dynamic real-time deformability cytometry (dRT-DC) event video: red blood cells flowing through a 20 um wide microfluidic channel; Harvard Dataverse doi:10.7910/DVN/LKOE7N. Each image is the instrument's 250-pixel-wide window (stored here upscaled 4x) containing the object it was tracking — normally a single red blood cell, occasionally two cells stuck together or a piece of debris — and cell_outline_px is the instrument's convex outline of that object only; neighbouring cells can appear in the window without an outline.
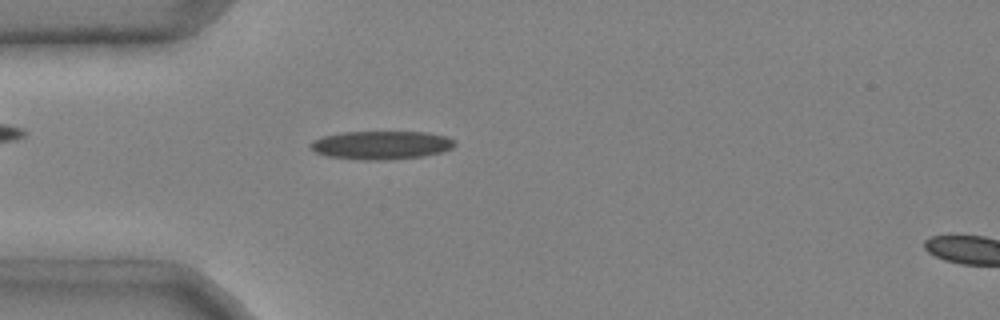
{"species": "common noctule bat (a hibernating species)", "species_latin": "Nyctalus noctula", "temperature_condition": "cold", "stored_images_in_passage": 45, "camera_frame_rate_fps": 3000, "um_per_image_px": 0.085, "animal": {"sex": "male", "body_mass_g": 20.4}, "frame": {"image": 1, "passage_image": 13, "time_ms": 4.0, "image_size_px": [1000, 320], "cell_outline_px": [[456, 144], [452, 148], [440, 152], [424, 156], [384, 160], [364, 160], [328, 156], [316, 152], [308, 148], [308, 144], [312, 140], [320, 136], [344, 132], [428, 132], [448, 136], [456, 140]], "centroid_in_image_um": [32.39, 12.32], "position_along_channel_um": 52.6, "area_um2": 24.16}}
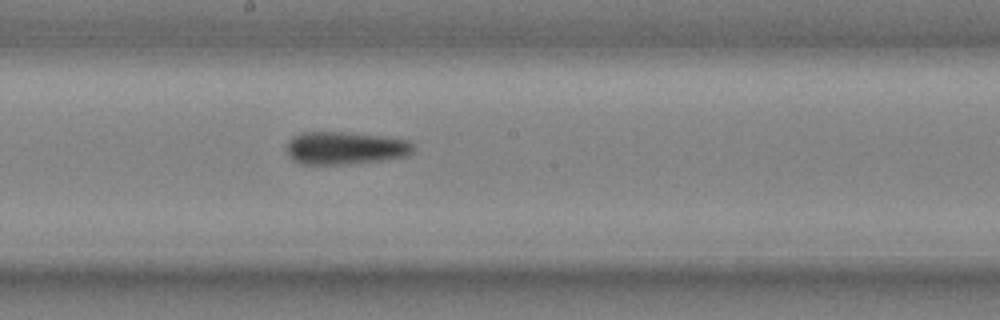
{"frame": {"image": 2, "passage_image": 26, "time_ms": 8.333, "image_size_px": [1000, 320], "cell_outline_px": [[416, 152], [408, 156], [384, 160], [344, 164], [300, 164], [292, 160], [288, 156], [288, 140], [292, 136], [300, 132], [344, 132], [388, 136], [408, 140], [416, 148]], "centroid_in_image_um": [29.39, 12.58], "position_along_channel_um": 218.8, "area_um2": 24.62}}
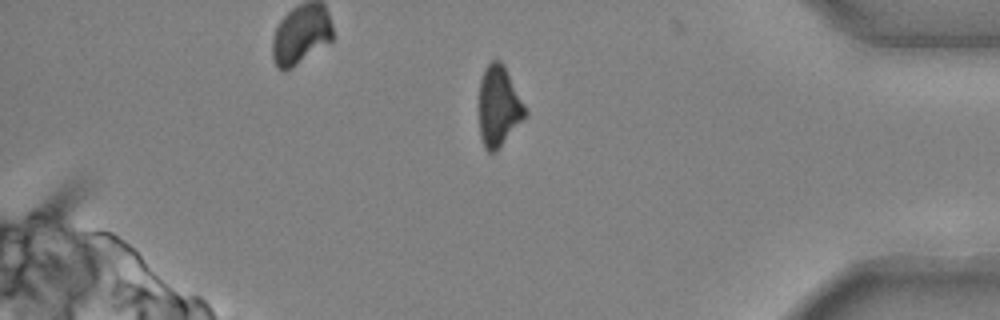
{"frame": {"image": 3, "passage_image": 41, "time_ms": 13.333, "image_size_px": [1000, 320], "cell_outline_px": [[528, 112], [496, 152], [488, 152], [484, 148], [480, 136], [480, 80], [484, 68], [492, 60], [500, 60], [504, 64]], "centroid_in_image_um": [42.38, 9.02], "position_along_channel_um": 392.8, "area_um2": 21.39}, "authors_computed_cell_mechanics": {"area_um2": 23.8714, "velocity_mm_per_s": 3.999, "shape_relaxation_time_tau1_ms": 3.6376, "shape_relaxation_time_tau2_ms": 4.4217, "deformation_change_tau1": 0.1551, "deformation_change_tau2": 0.1496}}